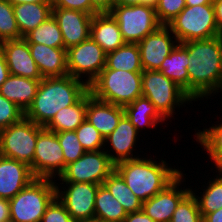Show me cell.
Instances as JSON below:
<instances>
[{
  "label": "cell",
  "mask_w": 222,
  "mask_h": 222,
  "mask_svg": "<svg viewBox=\"0 0 222 222\" xmlns=\"http://www.w3.org/2000/svg\"><path fill=\"white\" fill-rule=\"evenodd\" d=\"M181 44L188 50V95L192 100L222 91V35Z\"/></svg>",
  "instance_id": "1"
},
{
  "label": "cell",
  "mask_w": 222,
  "mask_h": 222,
  "mask_svg": "<svg viewBox=\"0 0 222 222\" xmlns=\"http://www.w3.org/2000/svg\"><path fill=\"white\" fill-rule=\"evenodd\" d=\"M87 90L88 85L83 80L70 75L42 78L24 117L46 127L59 110L73 105Z\"/></svg>",
  "instance_id": "2"
},
{
  "label": "cell",
  "mask_w": 222,
  "mask_h": 222,
  "mask_svg": "<svg viewBox=\"0 0 222 222\" xmlns=\"http://www.w3.org/2000/svg\"><path fill=\"white\" fill-rule=\"evenodd\" d=\"M152 159L140 157L115 165V171L142 202L165 189L182 173L178 168L168 166L165 160Z\"/></svg>",
  "instance_id": "3"
},
{
  "label": "cell",
  "mask_w": 222,
  "mask_h": 222,
  "mask_svg": "<svg viewBox=\"0 0 222 222\" xmlns=\"http://www.w3.org/2000/svg\"><path fill=\"white\" fill-rule=\"evenodd\" d=\"M141 84L142 72L103 69L88 89L94 98L124 107L142 96Z\"/></svg>",
  "instance_id": "4"
},
{
  "label": "cell",
  "mask_w": 222,
  "mask_h": 222,
  "mask_svg": "<svg viewBox=\"0 0 222 222\" xmlns=\"http://www.w3.org/2000/svg\"><path fill=\"white\" fill-rule=\"evenodd\" d=\"M55 180L35 178L9 200L10 220L41 222L47 206L56 197Z\"/></svg>",
  "instance_id": "5"
},
{
  "label": "cell",
  "mask_w": 222,
  "mask_h": 222,
  "mask_svg": "<svg viewBox=\"0 0 222 222\" xmlns=\"http://www.w3.org/2000/svg\"><path fill=\"white\" fill-rule=\"evenodd\" d=\"M167 26L178 43L222 35L216 23L213 4L186 6Z\"/></svg>",
  "instance_id": "6"
},
{
  "label": "cell",
  "mask_w": 222,
  "mask_h": 222,
  "mask_svg": "<svg viewBox=\"0 0 222 222\" xmlns=\"http://www.w3.org/2000/svg\"><path fill=\"white\" fill-rule=\"evenodd\" d=\"M141 85L142 96L148 98L165 119L171 118L176 107L193 101L183 89L158 70H143Z\"/></svg>",
  "instance_id": "7"
},
{
  "label": "cell",
  "mask_w": 222,
  "mask_h": 222,
  "mask_svg": "<svg viewBox=\"0 0 222 222\" xmlns=\"http://www.w3.org/2000/svg\"><path fill=\"white\" fill-rule=\"evenodd\" d=\"M43 128L23 117L18 123L0 129V156L15 159L31 169L38 133Z\"/></svg>",
  "instance_id": "8"
},
{
  "label": "cell",
  "mask_w": 222,
  "mask_h": 222,
  "mask_svg": "<svg viewBox=\"0 0 222 222\" xmlns=\"http://www.w3.org/2000/svg\"><path fill=\"white\" fill-rule=\"evenodd\" d=\"M109 13L118 22L126 43H139L162 25L155 8L144 4L114 5Z\"/></svg>",
  "instance_id": "9"
},
{
  "label": "cell",
  "mask_w": 222,
  "mask_h": 222,
  "mask_svg": "<svg viewBox=\"0 0 222 222\" xmlns=\"http://www.w3.org/2000/svg\"><path fill=\"white\" fill-rule=\"evenodd\" d=\"M103 150L86 151L76 161L69 163L59 176L64 182H89L102 185L115 170V164Z\"/></svg>",
  "instance_id": "10"
},
{
  "label": "cell",
  "mask_w": 222,
  "mask_h": 222,
  "mask_svg": "<svg viewBox=\"0 0 222 222\" xmlns=\"http://www.w3.org/2000/svg\"><path fill=\"white\" fill-rule=\"evenodd\" d=\"M105 65L106 52L91 37L67 49L68 75L79 80L86 77L84 82L88 86L97 78Z\"/></svg>",
  "instance_id": "11"
},
{
  "label": "cell",
  "mask_w": 222,
  "mask_h": 222,
  "mask_svg": "<svg viewBox=\"0 0 222 222\" xmlns=\"http://www.w3.org/2000/svg\"><path fill=\"white\" fill-rule=\"evenodd\" d=\"M64 171L65 160L58 137L44 127L38 133L31 172L35 178L55 180L56 175L60 176Z\"/></svg>",
  "instance_id": "12"
},
{
  "label": "cell",
  "mask_w": 222,
  "mask_h": 222,
  "mask_svg": "<svg viewBox=\"0 0 222 222\" xmlns=\"http://www.w3.org/2000/svg\"><path fill=\"white\" fill-rule=\"evenodd\" d=\"M67 188L56 184V196L64 204L74 221L95 215V197L100 185L89 182H65ZM66 189V190H65Z\"/></svg>",
  "instance_id": "13"
},
{
  "label": "cell",
  "mask_w": 222,
  "mask_h": 222,
  "mask_svg": "<svg viewBox=\"0 0 222 222\" xmlns=\"http://www.w3.org/2000/svg\"><path fill=\"white\" fill-rule=\"evenodd\" d=\"M171 33L167 25H161L137 43L143 70H158L160 68L164 59L178 44L175 35Z\"/></svg>",
  "instance_id": "14"
},
{
  "label": "cell",
  "mask_w": 222,
  "mask_h": 222,
  "mask_svg": "<svg viewBox=\"0 0 222 222\" xmlns=\"http://www.w3.org/2000/svg\"><path fill=\"white\" fill-rule=\"evenodd\" d=\"M183 172L165 189L147 201L142 202V211L155 222H170L179 202L191 191L190 188L180 189Z\"/></svg>",
  "instance_id": "15"
},
{
  "label": "cell",
  "mask_w": 222,
  "mask_h": 222,
  "mask_svg": "<svg viewBox=\"0 0 222 222\" xmlns=\"http://www.w3.org/2000/svg\"><path fill=\"white\" fill-rule=\"evenodd\" d=\"M0 52L5 58L11 75L34 80H41L43 78L31 56L28 42L24 38L1 42Z\"/></svg>",
  "instance_id": "16"
},
{
  "label": "cell",
  "mask_w": 222,
  "mask_h": 222,
  "mask_svg": "<svg viewBox=\"0 0 222 222\" xmlns=\"http://www.w3.org/2000/svg\"><path fill=\"white\" fill-rule=\"evenodd\" d=\"M52 15L56 19L59 29L62 32L66 50L90 37L93 15L64 8H52Z\"/></svg>",
  "instance_id": "17"
},
{
  "label": "cell",
  "mask_w": 222,
  "mask_h": 222,
  "mask_svg": "<svg viewBox=\"0 0 222 222\" xmlns=\"http://www.w3.org/2000/svg\"><path fill=\"white\" fill-rule=\"evenodd\" d=\"M137 135L139 136V132L124 115L113 132L104 138L105 146L108 145L106 143H109L110 148L113 149L112 152H115L113 154L110 153V150L104 149L115 165L125 160L140 158V156L133 155L134 146L139 139Z\"/></svg>",
  "instance_id": "18"
},
{
  "label": "cell",
  "mask_w": 222,
  "mask_h": 222,
  "mask_svg": "<svg viewBox=\"0 0 222 222\" xmlns=\"http://www.w3.org/2000/svg\"><path fill=\"white\" fill-rule=\"evenodd\" d=\"M34 179L28 165L0 156V198L12 199Z\"/></svg>",
  "instance_id": "19"
},
{
  "label": "cell",
  "mask_w": 222,
  "mask_h": 222,
  "mask_svg": "<svg viewBox=\"0 0 222 222\" xmlns=\"http://www.w3.org/2000/svg\"><path fill=\"white\" fill-rule=\"evenodd\" d=\"M125 115L124 107L103 102L94 98L87 90L86 120H88L106 138L117 127Z\"/></svg>",
  "instance_id": "20"
},
{
  "label": "cell",
  "mask_w": 222,
  "mask_h": 222,
  "mask_svg": "<svg viewBox=\"0 0 222 222\" xmlns=\"http://www.w3.org/2000/svg\"><path fill=\"white\" fill-rule=\"evenodd\" d=\"M28 45L43 78L68 75L65 48H53L39 43H28Z\"/></svg>",
  "instance_id": "21"
},
{
  "label": "cell",
  "mask_w": 222,
  "mask_h": 222,
  "mask_svg": "<svg viewBox=\"0 0 222 222\" xmlns=\"http://www.w3.org/2000/svg\"><path fill=\"white\" fill-rule=\"evenodd\" d=\"M90 37L106 52L114 51L124 45L118 22L109 12L93 15Z\"/></svg>",
  "instance_id": "22"
},
{
  "label": "cell",
  "mask_w": 222,
  "mask_h": 222,
  "mask_svg": "<svg viewBox=\"0 0 222 222\" xmlns=\"http://www.w3.org/2000/svg\"><path fill=\"white\" fill-rule=\"evenodd\" d=\"M40 81L10 74L0 87V94L25 113L36 96Z\"/></svg>",
  "instance_id": "23"
},
{
  "label": "cell",
  "mask_w": 222,
  "mask_h": 222,
  "mask_svg": "<svg viewBox=\"0 0 222 222\" xmlns=\"http://www.w3.org/2000/svg\"><path fill=\"white\" fill-rule=\"evenodd\" d=\"M14 15L21 38L52 15L51 3H24L13 5Z\"/></svg>",
  "instance_id": "24"
},
{
  "label": "cell",
  "mask_w": 222,
  "mask_h": 222,
  "mask_svg": "<svg viewBox=\"0 0 222 222\" xmlns=\"http://www.w3.org/2000/svg\"><path fill=\"white\" fill-rule=\"evenodd\" d=\"M86 110L87 91L73 105L59 110L45 128L55 133L75 131L86 120Z\"/></svg>",
  "instance_id": "25"
},
{
  "label": "cell",
  "mask_w": 222,
  "mask_h": 222,
  "mask_svg": "<svg viewBox=\"0 0 222 222\" xmlns=\"http://www.w3.org/2000/svg\"><path fill=\"white\" fill-rule=\"evenodd\" d=\"M124 112L138 132L141 131L142 127L156 128V125L166 120L155 108V105L144 96L125 105Z\"/></svg>",
  "instance_id": "26"
},
{
  "label": "cell",
  "mask_w": 222,
  "mask_h": 222,
  "mask_svg": "<svg viewBox=\"0 0 222 222\" xmlns=\"http://www.w3.org/2000/svg\"><path fill=\"white\" fill-rule=\"evenodd\" d=\"M188 50L178 43L161 63L158 71L176 83L188 94Z\"/></svg>",
  "instance_id": "27"
},
{
  "label": "cell",
  "mask_w": 222,
  "mask_h": 222,
  "mask_svg": "<svg viewBox=\"0 0 222 222\" xmlns=\"http://www.w3.org/2000/svg\"><path fill=\"white\" fill-rule=\"evenodd\" d=\"M104 69L143 72L137 43H125L120 48L106 53Z\"/></svg>",
  "instance_id": "28"
},
{
  "label": "cell",
  "mask_w": 222,
  "mask_h": 222,
  "mask_svg": "<svg viewBox=\"0 0 222 222\" xmlns=\"http://www.w3.org/2000/svg\"><path fill=\"white\" fill-rule=\"evenodd\" d=\"M127 214L110 191L103 184L100 185L95 197L94 217L104 219L107 222H123Z\"/></svg>",
  "instance_id": "29"
},
{
  "label": "cell",
  "mask_w": 222,
  "mask_h": 222,
  "mask_svg": "<svg viewBox=\"0 0 222 222\" xmlns=\"http://www.w3.org/2000/svg\"><path fill=\"white\" fill-rule=\"evenodd\" d=\"M103 185L117 199L127 213L142 210V201L132 192L115 170L103 182Z\"/></svg>",
  "instance_id": "30"
},
{
  "label": "cell",
  "mask_w": 222,
  "mask_h": 222,
  "mask_svg": "<svg viewBox=\"0 0 222 222\" xmlns=\"http://www.w3.org/2000/svg\"><path fill=\"white\" fill-rule=\"evenodd\" d=\"M24 39L28 43H39L53 48H65L62 32L53 15L29 32Z\"/></svg>",
  "instance_id": "31"
},
{
  "label": "cell",
  "mask_w": 222,
  "mask_h": 222,
  "mask_svg": "<svg viewBox=\"0 0 222 222\" xmlns=\"http://www.w3.org/2000/svg\"><path fill=\"white\" fill-rule=\"evenodd\" d=\"M196 141L208 152L210 160L214 162L215 168L222 170V122L216 126L198 130L195 134Z\"/></svg>",
  "instance_id": "32"
},
{
  "label": "cell",
  "mask_w": 222,
  "mask_h": 222,
  "mask_svg": "<svg viewBox=\"0 0 222 222\" xmlns=\"http://www.w3.org/2000/svg\"><path fill=\"white\" fill-rule=\"evenodd\" d=\"M218 173L216 178L209 180V184L206 186L207 188L203 189L201 196L198 197L191 189L197 199L202 217L222 208V170H219Z\"/></svg>",
  "instance_id": "33"
},
{
  "label": "cell",
  "mask_w": 222,
  "mask_h": 222,
  "mask_svg": "<svg viewBox=\"0 0 222 222\" xmlns=\"http://www.w3.org/2000/svg\"><path fill=\"white\" fill-rule=\"evenodd\" d=\"M21 39L13 6L6 0H0V43L7 40Z\"/></svg>",
  "instance_id": "34"
},
{
  "label": "cell",
  "mask_w": 222,
  "mask_h": 222,
  "mask_svg": "<svg viewBox=\"0 0 222 222\" xmlns=\"http://www.w3.org/2000/svg\"><path fill=\"white\" fill-rule=\"evenodd\" d=\"M170 222H203L197 199L191 191L179 202Z\"/></svg>",
  "instance_id": "35"
},
{
  "label": "cell",
  "mask_w": 222,
  "mask_h": 222,
  "mask_svg": "<svg viewBox=\"0 0 222 222\" xmlns=\"http://www.w3.org/2000/svg\"><path fill=\"white\" fill-rule=\"evenodd\" d=\"M75 132L85 151L103 150L105 147L104 137L88 120L79 125Z\"/></svg>",
  "instance_id": "36"
},
{
  "label": "cell",
  "mask_w": 222,
  "mask_h": 222,
  "mask_svg": "<svg viewBox=\"0 0 222 222\" xmlns=\"http://www.w3.org/2000/svg\"><path fill=\"white\" fill-rule=\"evenodd\" d=\"M63 151L65 168L66 166L80 158L86 151L80 144L75 131H63L56 133Z\"/></svg>",
  "instance_id": "37"
},
{
  "label": "cell",
  "mask_w": 222,
  "mask_h": 222,
  "mask_svg": "<svg viewBox=\"0 0 222 222\" xmlns=\"http://www.w3.org/2000/svg\"><path fill=\"white\" fill-rule=\"evenodd\" d=\"M185 7V0H158L155 7L158 21L168 25Z\"/></svg>",
  "instance_id": "38"
},
{
  "label": "cell",
  "mask_w": 222,
  "mask_h": 222,
  "mask_svg": "<svg viewBox=\"0 0 222 222\" xmlns=\"http://www.w3.org/2000/svg\"><path fill=\"white\" fill-rule=\"evenodd\" d=\"M24 112L12 101L0 94V129L18 123Z\"/></svg>",
  "instance_id": "39"
},
{
  "label": "cell",
  "mask_w": 222,
  "mask_h": 222,
  "mask_svg": "<svg viewBox=\"0 0 222 222\" xmlns=\"http://www.w3.org/2000/svg\"><path fill=\"white\" fill-rule=\"evenodd\" d=\"M41 222H75L57 196L47 206Z\"/></svg>",
  "instance_id": "40"
},
{
  "label": "cell",
  "mask_w": 222,
  "mask_h": 222,
  "mask_svg": "<svg viewBox=\"0 0 222 222\" xmlns=\"http://www.w3.org/2000/svg\"><path fill=\"white\" fill-rule=\"evenodd\" d=\"M52 8H64L95 15L100 13L90 0H51Z\"/></svg>",
  "instance_id": "41"
},
{
  "label": "cell",
  "mask_w": 222,
  "mask_h": 222,
  "mask_svg": "<svg viewBox=\"0 0 222 222\" xmlns=\"http://www.w3.org/2000/svg\"><path fill=\"white\" fill-rule=\"evenodd\" d=\"M123 222H155L151 217L146 215L142 210L128 213Z\"/></svg>",
  "instance_id": "42"
},
{
  "label": "cell",
  "mask_w": 222,
  "mask_h": 222,
  "mask_svg": "<svg viewBox=\"0 0 222 222\" xmlns=\"http://www.w3.org/2000/svg\"><path fill=\"white\" fill-rule=\"evenodd\" d=\"M91 4L100 12H109L114 6V0H90Z\"/></svg>",
  "instance_id": "43"
},
{
  "label": "cell",
  "mask_w": 222,
  "mask_h": 222,
  "mask_svg": "<svg viewBox=\"0 0 222 222\" xmlns=\"http://www.w3.org/2000/svg\"><path fill=\"white\" fill-rule=\"evenodd\" d=\"M158 0H114V5H148L156 7Z\"/></svg>",
  "instance_id": "44"
},
{
  "label": "cell",
  "mask_w": 222,
  "mask_h": 222,
  "mask_svg": "<svg viewBox=\"0 0 222 222\" xmlns=\"http://www.w3.org/2000/svg\"><path fill=\"white\" fill-rule=\"evenodd\" d=\"M10 220L9 200L0 198V222Z\"/></svg>",
  "instance_id": "45"
},
{
  "label": "cell",
  "mask_w": 222,
  "mask_h": 222,
  "mask_svg": "<svg viewBox=\"0 0 222 222\" xmlns=\"http://www.w3.org/2000/svg\"><path fill=\"white\" fill-rule=\"evenodd\" d=\"M10 75L7 63L3 54L0 52V87L7 80Z\"/></svg>",
  "instance_id": "46"
},
{
  "label": "cell",
  "mask_w": 222,
  "mask_h": 222,
  "mask_svg": "<svg viewBox=\"0 0 222 222\" xmlns=\"http://www.w3.org/2000/svg\"><path fill=\"white\" fill-rule=\"evenodd\" d=\"M213 6L215 10L216 23L222 33V0H213Z\"/></svg>",
  "instance_id": "47"
},
{
  "label": "cell",
  "mask_w": 222,
  "mask_h": 222,
  "mask_svg": "<svg viewBox=\"0 0 222 222\" xmlns=\"http://www.w3.org/2000/svg\"><path fill=\"white\" fill-rule=\"evenodd\" d=\"M203 222H222V208L215 212L206 214L203 217Z\"/></svg>",
  "instance_id": "48"
},
{
  "label": "cell",
  "mask_w": 222,
  "mask_h": 222,
  "mask_svg": "<svg viewBox=\"0 0 222 222\" xmlns=\"http://www.w3.org/2000/svg\"><path fill=\"white\" fill-rule=\"evenodd\" d=\"M8 3L13 5L24 4V3H51V0H6Z\"/></svg>",
  "instance_id": "49"
},
{
  "label": "cell",
  "mask_w": 222,
  "mask_h": 222,
  "mask_svg": "<svg viewBox=\"0 0 222 222\" xmlns=\"http://www.w3.org/2000/svg\"><path fill=\"white\" fill-rule=\"evenodd\" d=\"M186 6L213 4V0H185Z\"/></svg>",
  "instance_id": "50"
},
{
  "label": "cell",
  "mask_w": 222,
  "mask_h": 222,
  "mask_svg": "<svg viewBox=\"0 0 222 222\" xmlns=\"http://www.w3.org/2000/svg\"><path fill=\"white\" fill-rule=\"evenodd\" d=\"M75 222H107V221H105L104 219L97 218V217H92V218H89V219L78 220V221H75Z\"/></svg>",
  "instance_id": "51"
}]
</instances>
